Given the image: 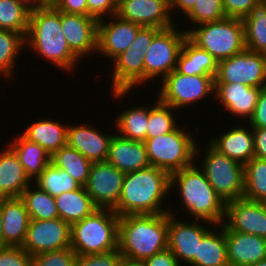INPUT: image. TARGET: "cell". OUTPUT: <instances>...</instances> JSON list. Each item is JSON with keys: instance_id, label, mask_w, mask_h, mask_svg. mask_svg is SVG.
Instances as JSON below:
<instances>
[{"instance_id": "6da1fadb", "label": "cell", "mask_w": 266, "mask_h": 266, "mask_svg": "<svg viewBox=\"0 0 266 266\" xmlns=\"http://www.w3.org/2000/svg\"><path fill=\"white\" fill-rule=\"evenodd\" d=\"M55 65L59 70L73 72L79 57L70 49L61 28V12L50 3L30 12L25 49ZM72 69V70H71Z\"/></svg>"}, {"instance_id": "7a4b0ae2", "label": "cell", "mask_w": 266, "mask_h": 266, "mask_svg": "<svg viewBox=\"0 0 266 266\" xmlns=\"http://www.w3.org/2000/svg\"><path fill=\"white\" fill-rule=\"evenodd\" d=\"M170 177L168 172L153 166L126 173L118 205L113 211L119 217L169 213L170 208L163 203L171 193Z\"/></svg>"}, {"instance_id": "3957f363", "label": "cell", "mask_w": 266, "mask_h": 266, "mask_svg": "<svg viewBox=\"0 0 266 266\" xmlns=\"http://www.w3.org/2000/svg\"><path fill=\"white\" fill-rule=\"evenodd\" d=\"M197 142L195 162L184 169L171 174L170 191L176 189L181 199L182 211L192 218L221 225L225 217L226 203L209 184L203 171L196 166V157L200 156L201 147ZM198 153V154H197ZM178 188V189H177ZM194 217V219H193Z\"/></svg>"}, {"instance_id": "277c9868", "label": "cell", "mask_w": 266, "mask_h": 266, "mask_svg": "<svg viewBox=\"0 0 266 266\" xmlns=\"http://www.w3.org/2000/svg\"><path fill=\"white\" fill-rule=\"evenodd\" d=\"M168 213L119 217L118 250L124 259L141 261L167 249Z\"/></svg>"}, {"instance_id": "5b68a950", "label": "cell", "mask_w": 266, "mask_h": 266, "mask_svg": "<svg viewBox=\"0 0 266 266\" xmlns=\"http://www.w3.org/2000/svg\"><path fill=\"white\" fill-rule=\"evenodd\" d=\"M119 216L112 209H96L71 225L70 247L76 255L111 252L118 249Z\"/></svg>"}, {"instance_id": "8992f818", "label": "cell", "mask_w": 266, "mask_h": 266, "mask_svg": "<svg viewBox=\"0 0 266 266\" xmlns=\"http://www.w3.org/2000/svg\"><path fill=\"white\" fill-rule=\"evenodd\" d=\"M187 37L218 62L245 49L242 19L226 17L185 30Z\"/></svg>"}, {"instance_id": "52a82bcc", "label": "cell", "mask_w": 266, "mask_h": 266, "mask_svg": "<svg viewBox=\"0 0 266 266\" xmlns=\"http://www.w3.org/2000/svg\"><path fill=\"white\" fill-rule=\"evenodd\" d=\"M178 126L170 133L148 138L144 141L150 166L157 167L170 175L195 161L197 137Z\"/></svg>"}, {"instance_id": "ba28073f", "label": "cell", "mask_w": 266, "mask_h": 266, "mask_svg": "<svg viewBox=\"0 0 266 266\" xmlns=\"http://www.w3.org/2000/svg\"><path fill=\"white\" fill-rule=\"evenodd\" d=\"M206 146L199 168L209 184L225 203L243 198L244 166L220 153L210 143Z\"/></svg>"}, {"instance_id": "9c48e42d", "label": "cell", "mask_w": 266, "mask_h": 266, "mask_svg": "<svg viewBox=\"0 0 266 266\" xmlns=\"http://www.w3.org/2000/svg\"><path fill=\"white\" fill-rule=\"evenodd\" d=\"M161 82L157 98L177 111L180 108L187 109L189 105L194 107V103L205 100L208 96L212 95L214 98L213 76L184 75L173 70Z\"/></svg>"}, {"instance_id": "30bf717a", "label": "cell", "mask_w": 266, "mask_h": 266, "mask_svg": "<svg viewBox=\"0 0 266 266\" xmlns=\"http://www.w3.org/2000/svg\"><path fill=\"white\" fill-rule=\"evenodd\" d=\"M172 27L162 29L153 39L144 55V85L161 77L163 80L176 69L177 59L187 37L184 30Z\"/></svg>"}, {"instance_id": "8fae6325", "label": "cell", "mask_w": 266, "mask_h": 266, "mask_svg": "<svg viewBox=\"0 0 266 266\" xmlns=\"http://www.w3.org/2000/svg\"><path fill=\"white\" fill-rule=\"evenodd\" d=\"M214 83H243L250 87L266 85V54L244 49L218 62Z\"/></svg>"}, {"instance_id": "7c38bea8", "label": "cell", "mask_w": 266, "mask_h": 266, "mask_svg": "<svg viewBox=\"0 0 266 266\" xmlns=\"http://www.w3.org/2000/svg\"><path fill=\"white\" fill-rule=\"evenodd\" d=\"M175 214L176 212L169 209L167 249L173 253L180 264L183 265L182 262H184L189 266L198 255L199 243L202 238L215 224L199 219H195L194 222L190 220V223L187 220L184 222V220L175 218Z\"/></svg>"}, {"instance_id": "4fadbf2b", "label": "cell", "mask_w": 266, "mask_h": 266, "mask_svg": "<svg viewBox=\"0 0 266 266\" xmlns=\"http://www.w3.org/2000/svg\"><path fill=\"white\" fill-rule=\"evenodd\" d=\"M125 173L107 161L92 162L86 185L87 194L99 209H114L119 202Z\"/></svg>"}, {"instance_id": "5bb4252c", "label": "cell", "mask_w": 266, "mask_h": 266, "mask_svg": "<svg viewBox=\"0 0 266 266\" xmlns=\"http://www.w3.org/2000/svg\"><path fill=\"white\" fill-rule=\"evenodd\" d=\"M71 226L61 218L30 220L22 248L32 257L70 247Z\"/></svg>"}, {"instance_id": "9a60e30c", "label": "cell", "mask_w": 266, "mask_h": 266, "mask_svg": "<svg viewBox=\"0 0 266 266\" xmlns=\"http://www.w3.org/2000/svg\"><path fill=\"white\" fill-rule=\"evenodd\" d=\"M143 48L130 45L118 55L112 64V80L110 93L116 100L124 99L140 85H144V54ZM122 98V99H121Z\"/></svg>"}, {"instance_id": "2e32d148", "label": "cell", "mask_w": 266, "mask_h": 266, "mask_svg": "<svg viewBox=\"0 0 266 266\" xmlns=\"http://www.w3.org/2000/svg\"><path fill=\"white\" fill-rule=\"evenodd\" d=\"M225 231L258 235L266 239V208L262 202L240 198L226 203Z\"/></svg>"}, {"instance_id": "e0dca14e", "label": "cell", "mask_w": 266, "mask_h": 266, "mask_svg": "<svg viewBox=\"0 0 266 266\" xmlns=\"http://www.w3.org/2000/svg\"><path fill=\"white\" fill-rule=\"evenodd\" d=\"M109 18V21H106L107 18L98 21L97 53L112 62L129 48L142 26L117 15Z\"/></svg>"}, {"instance_id": "ac0fdd59", "label": "cell", "mask_w": 266, "mask_h": 266, "mask_svg": "<svg viewBox=\"0 0 266 266\" xmlns=\"http://www.w3.org/2000/svg\"><path fill=\"white\" fill-rule=\"evenodd\" d=\"M116 15L142 27L166 29L175 25L169 0H118Z\"/></svg>"}, {"instance_id": "d6986e66", "label": "cell", "mask_w": 266, "mask_h": 266, "mask_svg": "<svg viewBox=\"0 0 266 266\" xmlns=\"http://www.w3.org/2000/svg\"><path fill=\"white\" fill-rule=\"evenodd\" d=\"M61 28L70 49L80 58L97 53L98 20L61 12Z\"/></svg>"}, {"instance_id": "ffe728a7", "label": "cell", "mask_w": 266, "mask_h": 266, "mask_svg": "<svg viewBox=\"0 0 266 266\" xmlns=\"http://www.w3.org/2000/svg\"><path fill=\"white\" fill-rule=\"evenodd\" d=\"M214 86V100L223 105L224 111L248 122L256 108L261 88L243 83H214Z\"/></svg>"}, {"instance_id": "44dd1931", "label": "cell", "mask_w": 266, "mask_h": 266, "mask_svg": "<svg viewBox=\"0 0 266 266\" xmlns=\"http://www.w3.org/2000/svg\"><path fill=\"white\" fill-rule=\"evenodd\" d=\"M84 123L72 126L68 124L66 145L91 162L106 161L113 134H104L96 126Z\"/></svg>"}, {"instance_id": "7402d4cb", "label": "cell", "mask_w": 266, "mask_h": 266, "mask_svg": "<svg viewBox=\"0 0 266 266\" xmlns=\"http://www.w3.org/2000/svg\"><path fill=\"white\" fill-rule=\"evenodd\" d=\"M229 266H249L266 259V239L237 231H225Z\"/></svg>"}, {"instance_id": "603a6c76", "label": "cell", "mask_w": 266, "mask_h": 266, "mask_svg": "<svg viewBox=\"0 0 266 266\" xmlns=\"http://www.w3.org/2000/svg\"><path fill=\"white\" fill-rule=\"evenodd\" d=\"M248 126L231 127L218 136L209 137V143L220 153L244 166L254 157L253 128Z\"/></svg>"}, {"instance_id": "cb8c5ba5", "label": "cell", "mask_w": 266, "mask_h": 266, "mask_svg": "<svg viewBox=\"0 0 266 266\" xmlns=\"http://www.w3.org/2000/svg\"><path fill=\"white\" fill-rule=\"evenodd\" d=\"M113 132L107 162L125 174L150 166L143 141L130 140Z\"/></svg>"}, {"instance_id": "d4e9b609", "label": "cell", "mask_w": 266, "mask_h": 266, "mask_svg": "<svg viewBox=\"0 0 266 266\" xmlns=\"http://www.w3.org/2000/svg\"><path fill=\"white\" fill-rule=\"evenodd\" d=\"M4 246L22 247L30 216L20 198H0Z\"/></svg>"}, {"instance_id": "484cf974", "label": "cell", "mask_w": 266, "mask_h": 266, "mask_svg": "<svg viewBox=\"0 0 266 266\" xmlns=\"http://www.w3.org/2000/svg\"><path fill=\"white\" fill-rule=\"evenodd\" d=\"M32 183L17 155L8 146L0 151V198H19Z\"/></svg>"}, {"instance_id": "4316f807", "label": "cell", "mask_w": 266, "mask_h": 266, "mask_svg": "<svg viewBox=\"0 0 266 266\" xmlns=\"http://www.w3.org/2000/svg\"><path fill=\"white\" fill-rule=\"evenodd\" d=\"M61 123L59 120L38 119V122L30 123L20 134L40 145L52 156L61 147L66 146L68 125Z\"/></svg>"}, {"instance_id": "83f0119b", "label": "cell", "mask_w": 266, "mask_h": 266, "mask_svg": "<svg viewBox=\"0 0 266 266\" xmlns=\"http://www.w3.org/2000/svg\"><path fill=\"white\" fill-rule=\"evenodd\" d=\"M218 61L206 50L186 37L179 53L176 71L184 75H209L215 77Z\"/></svg>"}, {"instance_id": "f1b7e54d", "label": "cell", "mask_w": 266, "mask_h": 266, "mask_svg": "<svg viewBox=\"0 0 266 266\" xmlns=\"http://www.w3.org/2000/svg\"><path fill=\"white\" fill-rule=\"evenodd\" d=\"M17 155L26 175L33 182L51 162L47 151L35 142L29 141L22 134L8 145Z\"/></svg>"}, {"instance_id": "f546056e", "label": "cell", "mask_w": 266, "mask_h": 266, "mask_svg": "<svg viewBox=\"0 0 266 266\" xmlns=\"http://www.w3.org/2000/svg\"><path fill=\"white\" fill-rule=\"evenodd\" d=\"M190 266H229L225 228L222 224L212 227L202 238L199 243L198 255Z\"/></svg>"}, {"instance_id": "4dcf8cb0", "label": "cell", "mask_w": 266, "mask_h": 266, "mask_svg": "<svg viewBox=\"0 0 266 266\" xmlns=\"http://www.w3.org/2000/svg\"><path fill=\"white\" fill-rule=\"evenodd\" d=\"M59 217L70 226L98 209L84 187L54 197Z\"/></svg>"}, {"instance_id": "1f68e13d", "label": "cell", "mask_w": 266, "mask_h": 266, "mask_svg": "<svg viewBox=\"0 0 266 266\" xmlns=\"http://www.w3.org/2000/svg\"><path fill=\"white\" fill-rule=\"evenodd\" d=\"M242 22L245 49L266 54V0H260Z\"/></svg>"}, {"instance_id": "d6a6232c", "label": "cell", "mask_w": 266, "mask_h": 266, "mask_svg": "<svg viewBox=\"0 0 266 266\" xmlns=\"http://www.w3.org/2000/svg\"><path fill=\"white\" fill-rule=\"evenodd\" d=\"M114 127L120 136L145 141L148 124V106H134L116 115Z\"/></svg>"}, {"instance_id": "836d02e7", "label": "cell", "mask_w": 266, "mask_h": 266, "mask_svg": "<svg viewBox=\"0 0 266 266\" xmlns=\"http://www.w3.org/2000/svg\"><path fill=\"white\" fill-rule=\"evenodd\" d=\"M19 198L23 201L30 219L52 220L60 218L54 197L35 184L33 185V182L21 193Z\"/></svg>"}, {"instance_id": "e575fe53", "label": "cell", "mask_w": 266, "mask_h": 266, "mask_svg": "<svg viewBox=\"0 0 266 266\" xmlns=\"http://www.w3.org/2000/svg\"><path fill=\"white\" fill-rule=\"evenodd\" d=\"M51 163L64 169L82 187L86 185L92 162L74 148L61 147L51 156Z\"/></svg>"}, {"instance_id": "d590c367", "label": "cell", "mask_w": 266, "mask_h": 266, "mask_svg": "<svg viewBox=\"0 0 266 266\" xmlns=\"http://www.w3.org/2000/svg\"><path fill=\"white\" fill-rule=\"evenodd\" d=\"M243 198L256 202L266 200V159L253 157L244 165Z\"/></svg>"}, {"instance_id": "8d00e7d4", "label": "cell", "mask_w": 266, "mask_h": 266, "mask_svg": "<svg viewBox=\"0 0 266 266\" xmlns=\"http://www.w3.org/2000/svg\"><path fill=\"white\" fill-rule=\"evenodd\" d=\"M31 9L17 0H0V29L20 33L24 38L29 29Z\"/></svg>"}, {"instance_id": "74e56055", "label": "cell", "mask_w": 266, "mask_h": 266, "mask_svg": "<svg viewBox=\"0 0 266 266\" xmlns=\"http://www.w3.org/2000/svg\"><path fill=\"white\" fill-rule=\"evenodd\" d=\"M24 47L25 38L20 33L0 29V76L2 78H9V80L13 78L17 58L19 54H23Z\"/></svg>"}, {"instance_id": "f35d334b", "label": "cell", "mask_w": 266, "mask_h": 266, "mask_svg": "<svg viewBox=\"0 0 266 266\" xmlns=\"http://www.w3.org/2000/svg\"><path fill=\"white\" fill-rule=\"evenodd\" d=\"M41 190L56 197L64 192L74 191L81 187L64 169L49 163L43 172L33 181Z\"/></svg>"}, {"instance_id": "ab89813d", "label": "cell", "mask_w": 266, "mask_h": 266, "mask_svg": "<svg viewBox=\"0 0 266 266\" xmlns=\"http://www.w3.org/2000/svg\"><path fill=\"white\" fill-rule=\"evenodd\" d=\"M176 109L161 102L158 98L148 107V124L146 139L164 135L175 130L179 124L176 121ZM174 111V112H173Z\"/></svg>"}, {"instance_id": "60d3db41", "label": "cell", "mask_w": 266, "mask_h": 266, "mask_svg": "<svg viewBox=\"0 0 266 266\" xmlns=\"http://www.w3.org/2000/svg\"><path fill=\"white\" fill-rule=\"evenodd\" d=\"M185 16L194 27L226 18L222 0H198Z\"/></svg>"}, {"instance_id": "b9f144b4", "label": "cell", "mask_w": 266, "mask_h": 266, "mask_svg": "<svg viewBox=\"0 0 266 266\" xmlns=\"http://www.w3.org/2000/svg\"><path fill=\"white\" fill-rule=\"evenodd\" d=\"M76 256L71 247L53 250L33 256L31 266H74Z\"/></svg>"}, {"instance_id": "7bdbcfd3", "label": "cell", "mask_w": 266, "mask_h": 266, "mask_svg": "<svg viewBox=\"0 0 266 266\" xmlns=\"http://www.w3.org/2000/svg\"><path fill=\"white\" fill-rule=\"evenodd\" d=\"M122 258L118 249L105 253L77 255L74 266H119Z\"/></svg>"}, {"instance_id": "ee69618b", "label": "cell", "mask_w": 266, "mask_h": 266, "mask_svg": "<svg viewBox=\"0 0 266 266\" xmlns=\"http://www.w3.org/2000/svg\"><path fill=\"white\" fill-rule=\"evenodd\" d=\"M32 256L22 247L0 248V266H31Z\"/></svg>"}, {"instance_id": "f6af8a7d", "label": "cell", "mask_w": 266, "mask_h": 266, "mask_svg": "<svg viewBox=\"0 0 266 266\" xmlns=\"http://www.w3.org/2000/svg\"><path fill=\"white\" fill-rule=\"evenodd\" d=\"M260 0H222L226 17L243 19Z\"/></svg>"}, {"instance_id": "bcb514c9", "label": "cell", "mask_w": 266, "mask_h": 266, "mask_svg": "<svg viewBox=\"0 0 266 266\" xmlns=\"http://www.w3.org/2000/svg\"><path fill=\"white\" fill-rule=\"evenodd\" d=\"M88 5V16L98 21L116 15L118 0H86Z\"/></svg>"}, {"instance_id": "7dc6e473", "label": "cell", "mask_w": 266, "mask_h": 266, "mask_svg": "<svg viewBox=\"0 0 266 266\" xmlns=\"http://www.w3.org/2000/svg\"><path fill=\"white\" fill-rule=\"evenodd\" d=\"M49 3L60 12L88 15L86 0H49Z\"/></svg>"}, {"instance_id": "c3c4849f", "label": "cell", "mask_w": 266, "mask_h": 266, "mask_svg": "<svg viewBox=\"0 0 266 266\" xmlns=\"http://www.w3.org/2000/svg\"><path fill=\"white\" fill-rule=\"evenodd\" d=\"M247 125L252 128H266V85L261 88L256 108Z\"/></svg>"}, {"instance_id": "681fc988", "label": "cell", "mask_w": 266, "mask_h": 266, "mask_svg": "<svg viewBox=\"0 0 266 266\" xmlns=\"http://www.w3.org/2000/svg\"><path fill=\"white\" fill-rule=\"evenodd\" d=\"M162 29L157 27H142L134 39V42L131 44L133 46H138L142 49V53L145 55L148 47L152 44L154 37L161 31Z\"/></svg>"}, {"instance_id": "f907efd6", "label": "cell", "mask_w": 266, "mask_h": 266, "mask_svg": "<svg viewBox=\"0 0 266 266\" xmlns=\"http://www.w3.org/2000/svg\"><path fill=\"white\" fill-rule=\"evenodd\" d=\"M143 263L145 266H181L169 249L145 259Z\"/></svg>"}, {"instance_id": "816d5d0a", "label": "cell", "mask_w": 266, "mask_h": 266, "mask_svg": "<svg viewBox=\"0 0 266 266\" xmlns=\"http://www.w3.org/2000/svg\"><path fill=\"white\" fill-rule=\"evenodd\" d=\"M254 157L266 159V128H253Z\"/></svg>"}, {"instance_id": "f5cc1de1", "label": "cell", "mask_w": 266, "mask_h": 266, "mask_svg": "<svg viewBox=\"0 0 266 266\" xmlns=\"http://www.w3.org/2000/svg\"><path fill=\"white\" fill-rule=\"evenodd\" d=\"M196 1L198 0H169V11L172 18H174L175 10L186 15L193 8Z\"/></svg>"}, {"instance_id": "db71d44e", "label": "cell", "mask_w": 266, "mask_h": 266, "mask_svg": "<svg viewBox=\"0 0 266 266\" xmlns=\"http://www.w3.org/2000/svg\"><path fill=\"white\" fill-rule=\"evenodd\" d=\"M27 5L31 10L49 4V0H17Z\"/></svg>"}, {"instance_id": "11a10c76", "label": "cell", "mask_w": 266, "mask_h": 266, "mask_svg": "<svg viewBox=\"0 0 266 266\" xmlns=\"http://www.w3.org/2000/svg\"><path fill=\"white\" fill-rule=\"evenodd\" d=\"M119 266H145V264L141 261H132L122 258Z\"/></svg>"}, {"instance_id": "9f6ffc18", "label": "cell", "mask_w": 266, "mask_h": 266, "mask_svg": "<svg viewBox=\"0 0 266 266\" xmlns=\"http://www.w3.org/2000/svg\"><path fill=\"white\" fill-rule=\"evenodd\" d=\"M2 229H3V222H2V215H1V210H0V248L1 247H5L4 244H3Z\"/></svg>"}, {"instance_id": "6f0895ef", "label": "cell", "mask_w": 266, "mask_h": 266, "mask_svg": "<svg viewBox=\"0 0 266 266\" xmlns=\"http://www.w3.org/2000/svg\"><path fill=\"white\" fill-rule=\"evenodd\" d=\"M249 266H266V259L261 260L255 264L249 265Z\"/></svg>"}, {"instance_id": "680465c9", "label": "cell", "mask_w": 266, "mask_h": 266, "mask_svg": "<svg viewBox=\"0 0 266 266\" xmlns=\"http://www.w3.org/2000/svg\"><path fill=\"white\" fill-rule=\"evenodd\" d=\"M263 204H264V206H265V208H266V200L264 201V202H262Z\"/></svg>"}]
</instances>
